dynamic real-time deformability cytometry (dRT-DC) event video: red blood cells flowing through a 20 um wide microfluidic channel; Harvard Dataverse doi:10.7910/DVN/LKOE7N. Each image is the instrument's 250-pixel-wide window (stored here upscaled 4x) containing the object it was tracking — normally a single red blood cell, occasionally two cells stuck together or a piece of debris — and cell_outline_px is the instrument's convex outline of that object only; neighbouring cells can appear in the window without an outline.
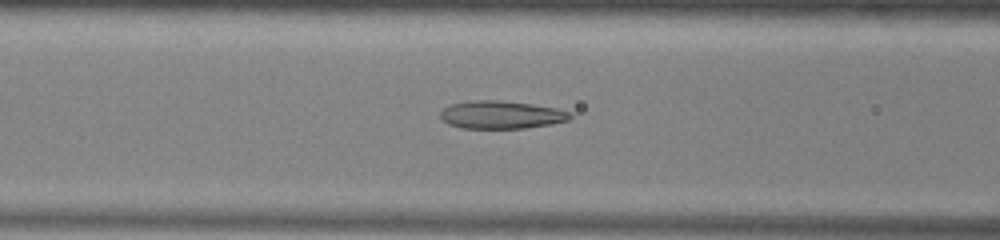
{"species": "common noctule bat (a hibernating species)", "species_latin": "Nyctalus noctula", "temperature_condition": "warm", "stored_images_in_passage": 38, "camera_frame_rate_fps": 3000, "um_per_image_px": 0.085, "animal": {"sex": "male", "body_mass_g": 13.0, "forearm_length_mm": 53.1}, "frame": {"image": 1, "passage_image": 7, "time_ms": 2.0, "image_size_px": [1000, 240], "cell_outline_px": [[572, 116], [568, 120], [552, 124], [524, 128], [460, 128], [448, 124], [440, 116], [440, 112], [448, 104], [468, 100], [500, 100], [532, 104], [556, 108], [568, 112]], "centroid_in_image_um": [42.56, 9.75], "position_along_channel_um": 124.0, "area_um2": 21.15}}
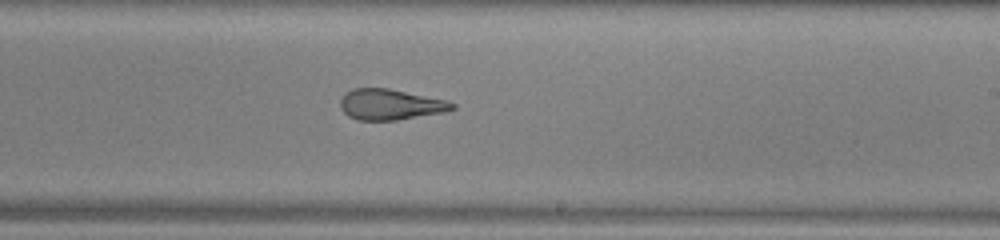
{"frame": {"image": 2, "passage_image": 17, "time_ms": 5.333, "image_size_px": [1000, 240], "cell_outline_px": [[456, 108], [444, 112], [396, 120], [356, 120], [348, 116], [340, 108], [340, 100], [352, 88], [388, 88], [448, 100], [456, 104]], "centroid_in_image_um": [33.19, 8.88], "position_along_channel_um": 255.8, "area_um2": 20.06}}
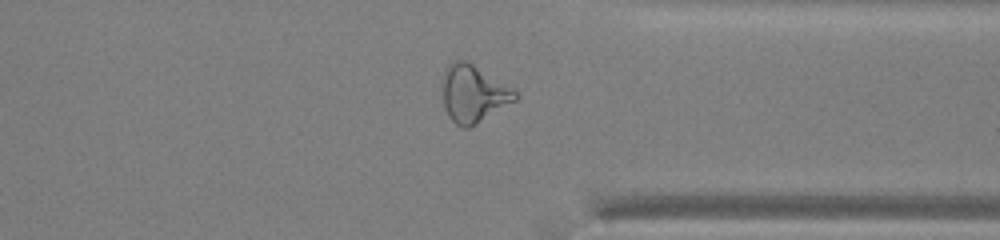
{"frame": {"image": 3, "passage_image": 26, "time_ms": 8.333, "image_size_px": [1000, 240], "cell_outline_px": [[516, 100], [476, 124], [468, 128], [464, 128], [456, 124], [448, 116], [444, 108], [444, 68], [452, 60], [468, 60], [512, 88], [516, 92]], "centroid_in_image_um": [40.22, 7.94], "position_along_channel_um": 371.2, "area_um2": 24.04}, "authors_computed_cell_mechanics": {"area_um2": 22.1952, "velocity_mm_per_s": 3.9663, "shape_relaxation_time_tau1_ms": null, "shape_relaxation_time_tau2_ms": 2.1847, "deformation_change_tau1": null, "deformation_change_tau2": 0.1315}}